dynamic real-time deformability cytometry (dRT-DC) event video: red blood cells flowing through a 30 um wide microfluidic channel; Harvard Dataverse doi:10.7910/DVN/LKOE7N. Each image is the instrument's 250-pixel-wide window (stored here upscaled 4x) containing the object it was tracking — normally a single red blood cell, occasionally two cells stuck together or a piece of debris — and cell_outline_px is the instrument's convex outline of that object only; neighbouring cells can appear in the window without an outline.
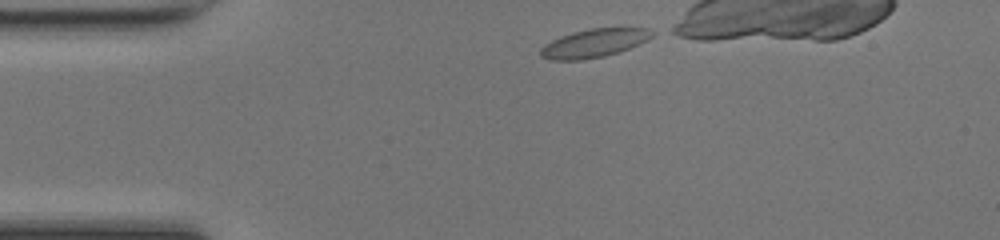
{"species": "common noctule bat (a hibernating species)", "species_latin": "Nyctalus noctula", "temperature_condition": "room temperature", "stored_images_in_passage": 30, "camera_frame_rate_fps": 3000, "um_per_image_px": 0.085, "animal": {"sex": "female", "body_mass_g": 17.0, "forearm_length_mm": 48.0}, "frame": {"image": 1, "passage_image": 1, "time_ms": 0.0, "image_size_px": [1000, 240], "cell_outline_px": [[656, 32], [648, 40], [640, 44], [620, 52], [604, 56], [580, 60], [548, 60], [540, 56], [540, 48], [544, 44], [560, 36], [572, 32], [588, 28], [620, 24], [648, 28]], "centroid_in_image_um": [50.59, 3.6], "position_along_channel_um": 34.4, "area_um2": 19.59}}
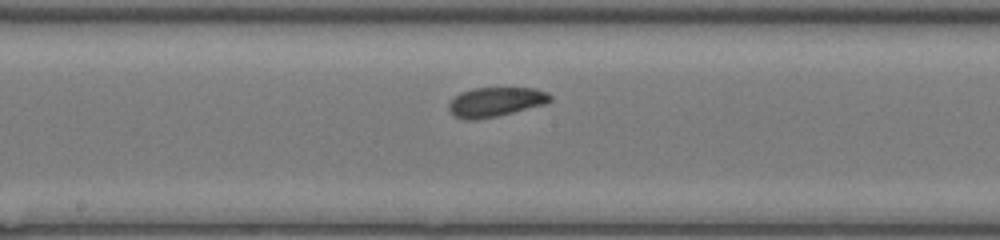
{"frame": {"image": 2, "passage_image": 16, "time_ms": 5.0, "image_size_px": [1000, 240], "cell_outline_px": [[552, 100], [544, 104], [496, 116], [476, 120], [464, 120], [452, 116], [448, 108], [448, 104], [460, 92], [472, 88], [536, 88], [548, 92], [552, 96]], "centroid_in_image_um": [42.1, 8.66], "position_along_channel_um": 206.1, "area_um2": 17.46}}
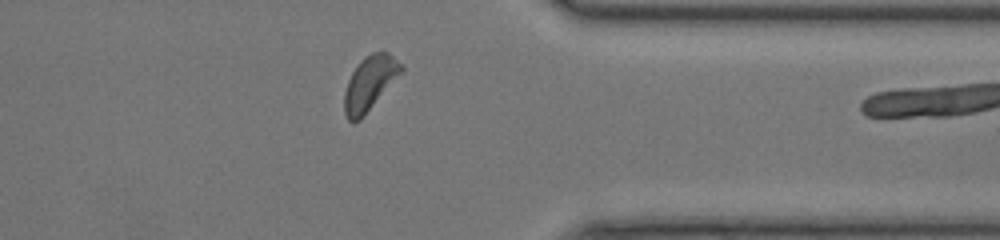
{"frame": {"image": 3, "passage_image": 29, "time_ms": 9.333, "image_size_px": [1000, 240], "cell_outline_px": [[404, 68], [360, 120], [352, 124], [348, 120], [344, 112], [344, 92], [348, 80], [352, 72], [360, 60], [364, 56], [372, 52], [388, 52], [404, 64]], "centroid_in_image_um": [31.4, 7.06], "position_along_channel_um": 380.0, "area_um2": 17.8}}